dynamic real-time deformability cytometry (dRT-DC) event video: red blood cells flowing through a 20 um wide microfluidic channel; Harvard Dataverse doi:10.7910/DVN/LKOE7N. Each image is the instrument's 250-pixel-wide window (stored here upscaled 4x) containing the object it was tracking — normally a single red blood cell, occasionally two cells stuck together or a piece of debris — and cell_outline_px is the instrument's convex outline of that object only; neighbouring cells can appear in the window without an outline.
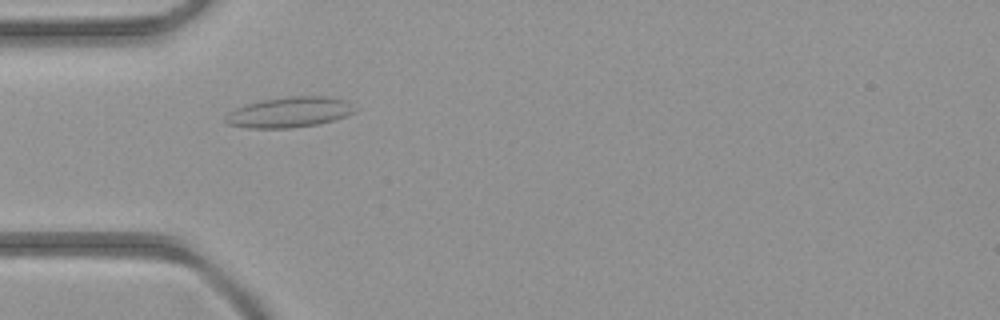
{"species": "common noctule bat (a hibernating species)", "species_latin": "Nyctalus noctula", "temperature_condition": "room temperature", "stored_images_in_passage": 2, "camera_frame_rate_fps": 3000, "um_per_image_px": 0.085, "animal": {"sex": "female", "body_mass_g": 21.9}, "frame": {"image": 1, "passage_image": 1, "time_ms": 0.0, "image_size_px": [1000, 320], "cell_outline_px": [[356, 112], [320, 124], [292, 128], [248, 128], [228, 124], [224, 120], [224, 116], [228, 112], [236, 108], [248, 104], [264, 100], [288, 96], [328, 96], [344, 100], [356, 108]], "centroid_in_image_um": [24.59, 9.54], "position_along_channel_um": 60.4, "area_um2": 22.89}}
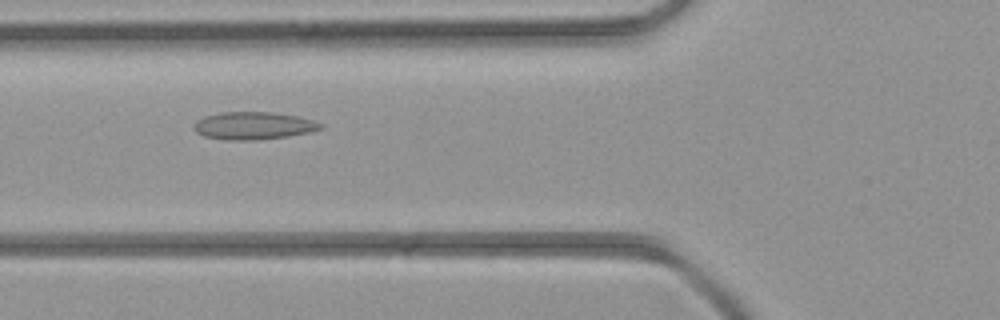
{"frame": {"image": 2, "passage_image": 2, "time_ms": 1.0, "image_size_px": [1000, 320], "cell_outline_px": [[324, 128], [308, 132], [288, 136], [256, 140], [224, 140], [204, 136], [196, 132], [192, 128], [192, 124], [196, 120], [204, 116], [220, 112], [272, 112], [296, 116], [312, 120], [324, 124]], "centroid_in_image_um": [21.5, 10.68], "position_along_channel_um": 104.3, "area_um2": 20.52}}